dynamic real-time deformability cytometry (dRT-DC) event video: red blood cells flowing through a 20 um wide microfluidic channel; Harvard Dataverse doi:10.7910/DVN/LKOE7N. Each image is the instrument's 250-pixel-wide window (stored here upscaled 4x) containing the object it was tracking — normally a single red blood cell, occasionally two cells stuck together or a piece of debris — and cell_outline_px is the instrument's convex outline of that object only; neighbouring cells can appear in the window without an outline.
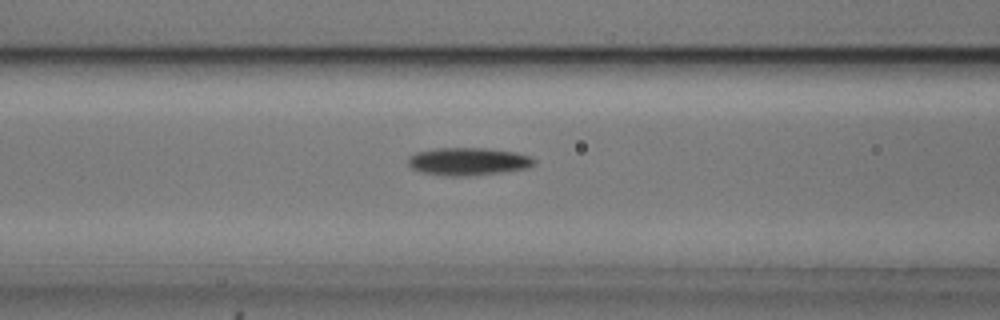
{"species": "common noctule bat (a hibernating species)", "species_latin": "Nyctalus noctula", "temperature_condition": "cold", "stored_images_in_passage": 25, "camera_frame_rate_fps": 3000, "um_per_image_px": 0.085, "animal": {"sex": "male", "body_mass_g": 20.5, "forearm_length_mm": 52.5}, "frame": {"image": 1, "passage_image": 22, "time_ms": 7.0, "image_size_px": [1000, 320], "cell_outline_px": [[536, 164], [528, 168], [504, 172], [468, 176], [452, 176], [420, 172], [412, 168], [408, 164], [408, 156], [416, 152], [440, 148], [484, 148], [516, 152], [532, 156], [536, 160]], "centroid_in_image_um": [39.84, 13.72], "position_along_channel_um": 126.8, "area_um2": 20.52}}
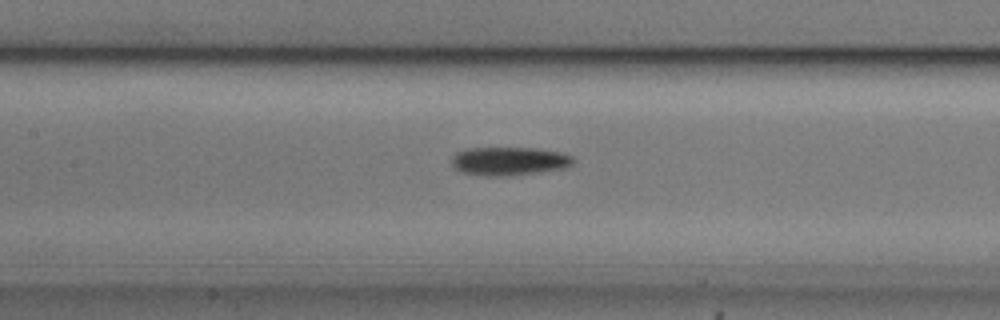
{"frame": {"image": 2, "passage_image": 25, "time_ms": 8.0, "image_size_px": [1000, 320], "cell_outline_px": [[576, 160], [572, 164], [564, 168], [540, 172], [504, 176], [488, 176], [460, 172], [452, 168], [452, 156], [456, 152], [468, 148], [536, 148], [564, 152], [572, 156]], "centroid_in_image_um": [43.28, 13.69], "position_along_channel_um": 164.1, "area_um2": 20.4}}